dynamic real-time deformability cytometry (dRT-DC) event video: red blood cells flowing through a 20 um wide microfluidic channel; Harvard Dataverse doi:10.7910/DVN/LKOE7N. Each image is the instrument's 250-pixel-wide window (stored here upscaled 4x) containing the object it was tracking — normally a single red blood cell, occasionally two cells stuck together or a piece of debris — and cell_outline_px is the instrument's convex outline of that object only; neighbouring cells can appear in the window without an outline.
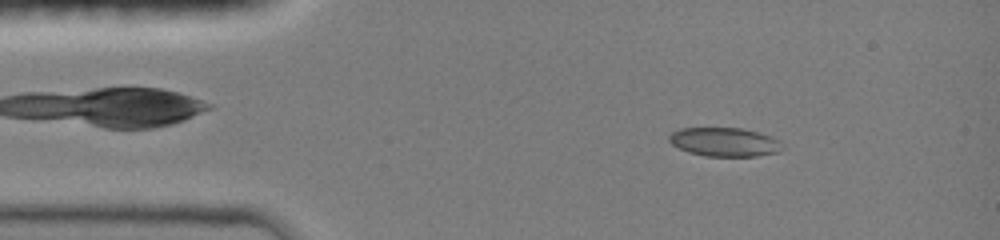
{"species": "common noctule bat (a hibernating species)", "species_latin": "Nyctalus noctula", "temperature_condition": "room temperature", "stored_images_in_passage": 44, "camera_frame_rate_fps": 3000, "um_per_image_px": 0.085, "animal": {"sex": "female", "body_mass_g": 19.0, "forearm_length_mm": 51.5}, "frame": {"image": 1, "passage_image": 4, "time_ms": 1.0, "image_size_px": [1000, 240], "cell_outline_px": [[784, 148], [776, 152], [756, 156], [704, 156], [688, 152], [672, 144], [668, 140], [668, 136], [672, 132], [680, 128], [744, 128], [760, 132], [772, 136], [780, 140]], "centroid_in_image_um": [61.6, 12.06], "position_along_channel_um": 23.4, "area_um2": 19.19}}
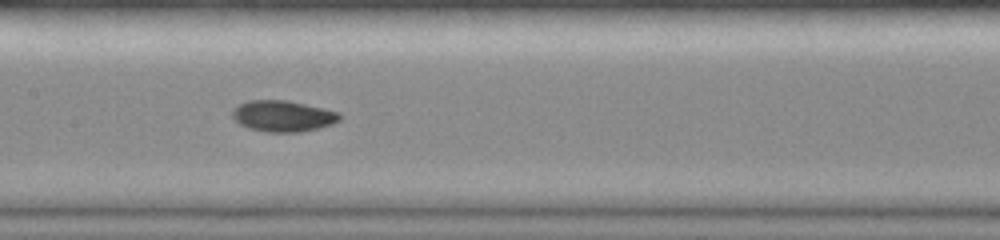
{"frame": {"image": 2, "passage_image": 20, "time_ms": 6.333, "image_size_px": [1000, 240], "cell_outline_px": [[340, 120], [332, 124], [300, 132], [268, 132], [248, 128], [240, 124], [232, 116], [232, 108], [248, 100], [288, 100], [324, 108], [340, 112]], "centroid_in_image_um": [24.04, 9.85], "position_along_channel_um": 183.4, "area_um2": 19.48}}
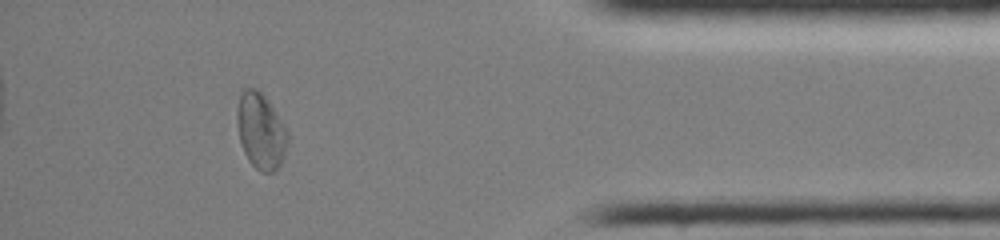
{"frame": {"image": 3, "passage_image": 39, "time_ms": 12.667, "image_size_px": [1000, 240], "cell_outline_px": [[288, 144], [284, 156], [280, 164], [272, 172], [260, 172], [248, 160], [244, 152], [240, 140], [236, 124], [236, 112], [240, 96], [244, 88], [256, 88], [268, 100], [288, 132]], "centroid_in_image_um": [22.16, 11.14], "position_along_channel_um": 413.0, "area_um2": 22.31}, "authors_computed_cell_mechanics": {"area_um2": 19.5075, "velocity_mm_per_s": 4.0497, "shape_relaxation_time_tau1_ms": 9.5924, "shape_relaxation_time_tau2_ms": 3.786, "deformation_change_tau1": 0.1733, "deformation_change_tau2": 0.0462}}